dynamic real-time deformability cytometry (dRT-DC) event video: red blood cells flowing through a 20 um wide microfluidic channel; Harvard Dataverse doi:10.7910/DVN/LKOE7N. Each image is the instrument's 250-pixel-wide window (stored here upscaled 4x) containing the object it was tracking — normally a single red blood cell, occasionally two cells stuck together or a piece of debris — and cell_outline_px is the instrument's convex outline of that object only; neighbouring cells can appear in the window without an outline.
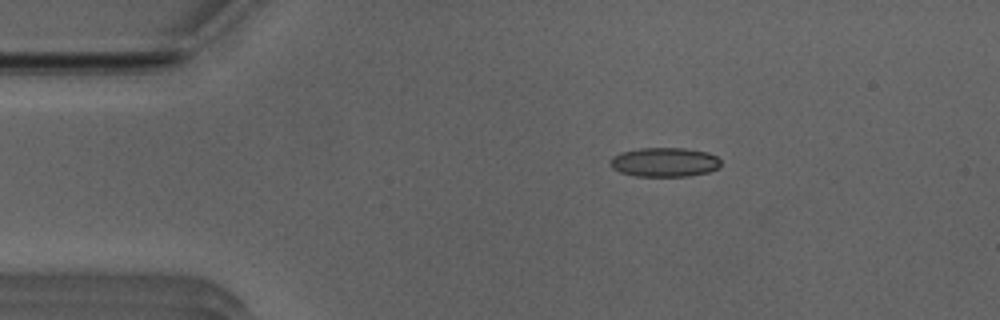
{"species": "Egyptian fruit bat (a non-hibernating species)", "species_latin": "Rousettus aegyptiacus", "temperature_condition": "room temperature", "stored_images_in_passage": 45, "camera_frame_rate_fps": 3000, "um_per_image_px": 0.085, "animal": {"sex": "male"}, "frame": {"image": 1, "passage_image": 2, "time_ms": 0.333, "image_size_px": [1000, 320], "cell_outline_px": [[720, 168], [708, 172], [688, 176], [636, 176], [620, 172], [612, 168], [612, 156], [620, 152], [640, 148], [684, 148], [708, 152], [716, 156], [720, 160]], "centroid_in_image_um": [56.51, 13.78], "position_along_channel_um": 28.5, "area_um2": 18.84}}
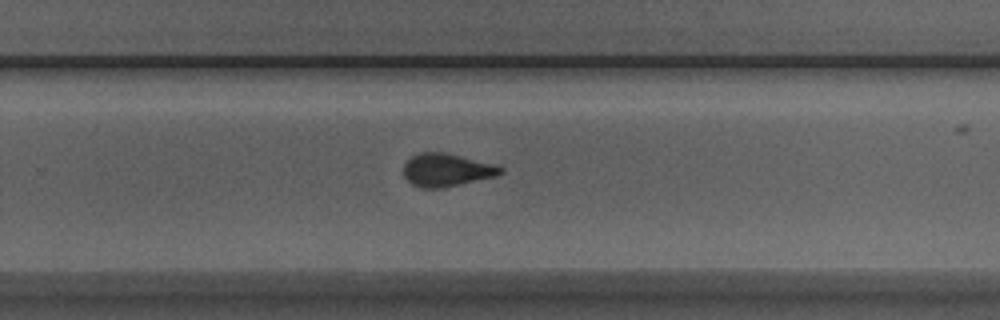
{"frame": {"image": 2, "passage_image": 26, "time_ms": 8.333, "image_size_px": [1000, 320], "cell_outline_px": [[504, 172], [496, 176], [440, 188], [420, 188], [412, 184], [404, 176], [404, 164], [412, 156], [420, 152], [444, 152], [496, 164], [504, 168]], "centroid_in_image_um": [37.97, 14.44], "position_along_channel_um": 291.8, "area_um2": 18.55}}
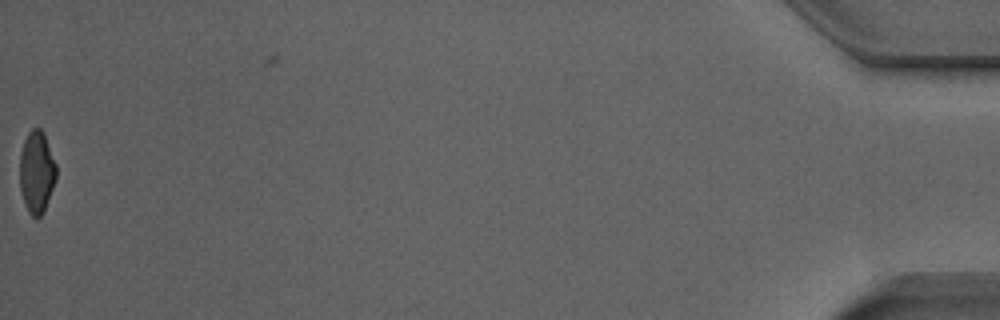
{"frame": {"image": 3, "passage_image": 45, "time_ms": 14.667, "image_size_px": [1000, 320], "cell_outline_px": [[56, 180], [44, 212], [36, 220], [28, 212], [20, 188], [20, 152], [24, 140], [28, 132], [32, 128], [40, 128], [44, 132], [56, 164]], "centroid_in_image_um": [3.13, 14.62], "position_along_channel_um": 432.1, "area_um2": 17.63}, "authors_computed_cell_mechanics": {"area_um2": 18.7272, "velocity_mm_per_s": 3.9319, "shape_relaxation_time_tau1_ms": 8.3652, "shape_relaxation_time_tau2_ms": 1.156, "deformation_change_tau1": 0.1987, "deformation_change_tau2": 0.073}}